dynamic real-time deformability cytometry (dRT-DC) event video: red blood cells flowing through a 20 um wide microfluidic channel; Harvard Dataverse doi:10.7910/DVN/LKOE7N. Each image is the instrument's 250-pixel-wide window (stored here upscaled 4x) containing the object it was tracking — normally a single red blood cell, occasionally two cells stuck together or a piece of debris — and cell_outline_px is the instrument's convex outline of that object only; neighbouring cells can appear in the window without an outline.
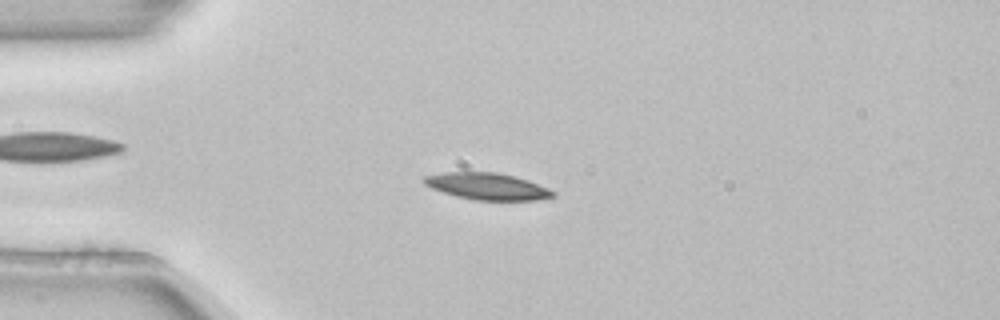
{"species": "common noctule bat (a hibernating species)", "species_latin": "Nyctalus noctula", "temperature_condition": "room temperature", "stored_images_in_passage": 53, "camera_frame_rate_fps": 3000, "um_per_image_px": 0.085, "animal": {"sex": "female", "body_mass_g": 22.7, "forearm_length_mm": 54.2}, "frame": {"image": 1, "passage_image": 13, "time_ms": 4.0, "image_size_px": [1000, 320], "cell_outline_px": [[556, 196], [536, 200], [472, 200], [456, 196], [432, 188], [424, 184], [420, 180], [424, 176], [440, 172], [496, 172], [516, 176], [528, 180], [548, 188], [556, 192]], "centroid_in_image_um": [41.4, 15.83], "position_along_channel_um": 43.6, "area_um2": 20.29}}
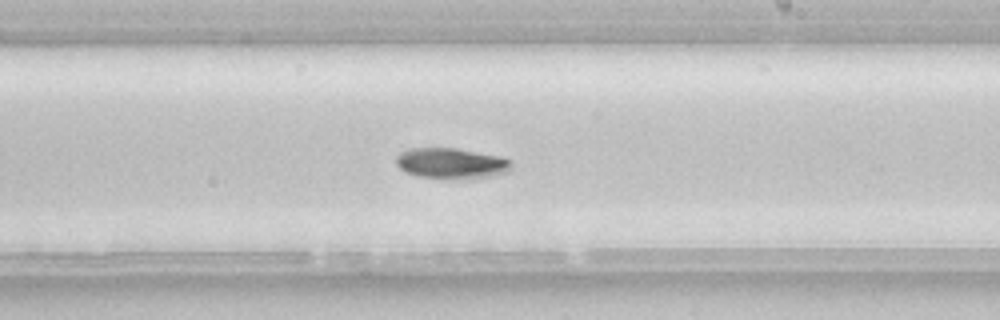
{"frame": {"image": 2, "passage_image": 31, "time_ms": 10.0, "image_size_px": [1000, 320], "cell_outline_px": [[512, 168], [504, 172], [492, 176], [420, 176], [404, 172], [396, 164], [396, 156], [400, 152], [408, 148], [456, 148], [500, 156], [508, 160], [512, 164]], "centroid_in_image_um": [38.3, 13.82], "position_along_channel_um": 250.7, "area_um2": 19.71}}
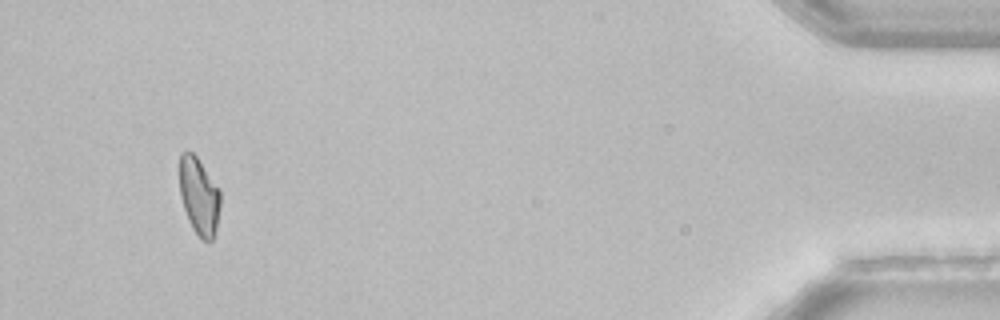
{"frame": {"image": 3, "passage_image": 50, "time_ms": 16.333, "image_size_px": [1000, 320], "cell_outline_px": [[220, 208], [216, 228], [212, 240], [204, 240], [192, 228], [188, 220], [180, 196], [180, 152], [192, 152], [196, 156], [220, 192]], "centroid_in_image_um": [16.91, 16.68], "position_along_channel_um": 418.3, "area_um2": 17.92}, "authors_computed_cell_mechanics": {"area_um2": 19.652, "velocity_mm_per_s": 3.8445, "shape_relaxation_time_tau1_ms": 5.0368, "shape_relaxation_time_tau2_ms": null, "deformation_change_tau1": 0.1233, "deformation_change_tau2": null}}